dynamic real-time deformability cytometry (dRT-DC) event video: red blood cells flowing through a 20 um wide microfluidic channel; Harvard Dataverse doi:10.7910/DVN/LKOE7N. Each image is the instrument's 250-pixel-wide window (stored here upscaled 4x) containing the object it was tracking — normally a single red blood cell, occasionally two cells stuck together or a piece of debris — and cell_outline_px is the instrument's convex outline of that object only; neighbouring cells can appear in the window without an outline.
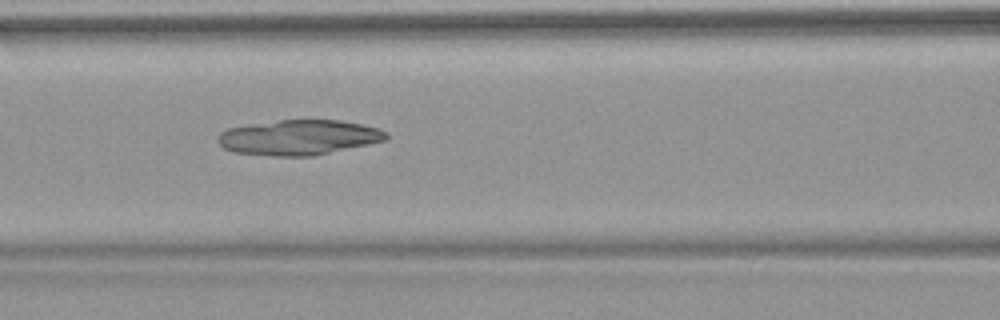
{"species": "common noctule bat (a hibernating species)", "species_latin": "Nyctalus noctula", "temperature_condition": "warm", "stored_images_in_passage": 53, "camera_frame_rate_fps": 3000, "um_per_image_px": 0.085, "animal": {"sex": "female", "body_mass_g": 18.4}, "frame": {"image": 1, "passage_image": 23, "time_ms": 7.333, "image_size_px": [1000, 320], "cell_outline_px": [[388, 140], [312, 156], [272, 156], [232, 152], [224, 148], [216, 140], [216, 136], [220, 132], [228, 128], [252, 124], [280, 120], [340, 120], [364, 124], [388, 132]], "centroid_in_image_um": [25.39, 11.68], "position_along_channel_um": 141.2, "area_um2": 34.56}}